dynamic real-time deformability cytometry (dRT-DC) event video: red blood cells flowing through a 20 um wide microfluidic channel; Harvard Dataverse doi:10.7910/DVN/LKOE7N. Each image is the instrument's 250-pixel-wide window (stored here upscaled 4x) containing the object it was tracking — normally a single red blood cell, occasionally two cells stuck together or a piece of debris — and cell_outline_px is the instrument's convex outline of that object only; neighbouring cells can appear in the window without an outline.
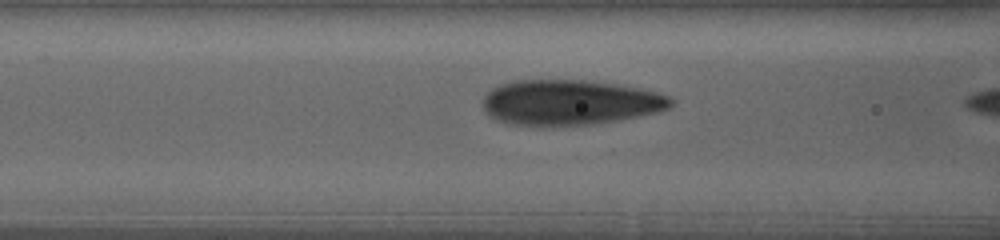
{"species": "human", "species_latin": "Homo sapiens", "temperature_condition": "warm", "stored_images_in_passage": 6, "camera_frame_rate_fps": 3000, "um_per_image_px": 0.085, "donor": {"sex": "female"}, "frame": {"image": 1, "passage_image": 4, "time_ms": 1.667, "image_size_px": [1000, 240], "cell_outline_px": [[672, 104], [668, 108], [656, 112], [616, 120], [592, 124], [544, 128], [512, 124], [500, 120], [492, 116], [484, 108], [484, 96], [492, 88], [500, 84], [512, 80], [584, 80], [616, 84], [640, 88], [668, 96], [672, 100]], "centroid_in_image_um": [48.39, 8.72], "position_along_channel_um": 118.2, "area_um2": 49.65}}